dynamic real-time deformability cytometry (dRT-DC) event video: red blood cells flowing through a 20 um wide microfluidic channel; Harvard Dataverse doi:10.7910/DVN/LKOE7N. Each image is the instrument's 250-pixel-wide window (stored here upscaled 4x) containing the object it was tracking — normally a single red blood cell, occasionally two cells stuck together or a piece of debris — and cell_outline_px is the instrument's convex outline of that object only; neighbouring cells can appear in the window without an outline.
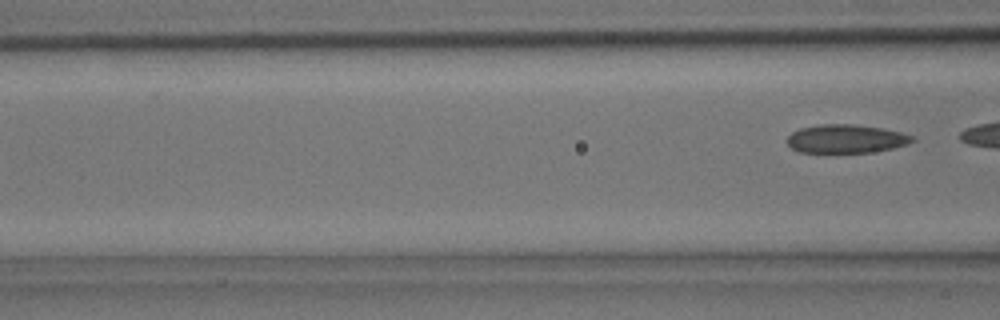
{"species": "common noctule bat (a hibernating species)", "species_latin": "Nyctalus noctula", "temperature_condition": "room temperature", "stored_images_in_passage": 5, "camera_frame_rate_fps": 3000, "um_per_image_px": 0.085, "animal": {"sex": "male", "body_mass_g": 15.6}, "frame": {"image": 1, "passage_image": 5, "time_ms": 1.333, "image_size_px": [1000, 320], "cell_outline_px": [[916, 140], [908, 144], [892, 148], [872, 152], [800, 152], [792, 148], [788, 144], [788, 136], [792, 132], [800, 128], [820, 124], [852, 124], [884, 128], [900, 132], [912, 136]], "centroid_in_image_um": [71.92, 11.79], "position_along_channel_um": 94.7, "area_um2": 20.69}}